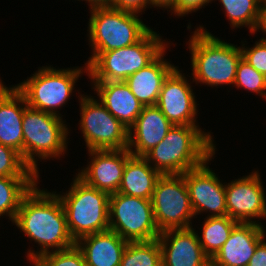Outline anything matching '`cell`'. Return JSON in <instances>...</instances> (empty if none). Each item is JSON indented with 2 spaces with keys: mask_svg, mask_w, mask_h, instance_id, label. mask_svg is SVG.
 <instances>
[{
  "mask_svg": "<svg viewBox=\"0 0 266 266\" xmlns=\"http://www.w3.org/2000/svg\"><path fill=\"white\" fill-rule=\"evenodd\" d=\"M38 184L23 197L13 222L25 237L38 244L37 251L30 248L25 254L29 261L49 252L68 249L76 243L69 232L58 195L45 188L41 190Z\"/></svg>",
  "mask_w": 266,
  "mask_h": 266,
  "instance_id": "1",
  "label": "cell"
},
{
  "mask_svg": "<svg viewBox=\"0 0 266 266\" xmlns=\"http://www.w3.org/2000/svg\"><path fill=\"white\" fill-rule=\"evenodd\" d=\"M211 133L199 125H173L165 138L143 158L161 175L184 174L216 154Z\"/></svg>",
  "mask_w": 266,
  "mask_h": 266,
  "instance_id": "2",
  "label": "cell"
},
{
  "mask_svg": "<svg viewBox=\"0 0 266 266\" xmlns=\"http://www.w3.org/2000/svg\"><path fill=\"white\" fill-rule=\"evenodd\" d=\"M196 27L186 42L191 54L192 81L211 88L233 86L239 61L243 58L241 46L221 40L204 25Z\"/></svg>",
  "mask_w": 266,
  "mask_h": 266,
  "instance_id": "3",
  "label": "cell"
},
{
  "mask_svg": "<svg viewBox=\"0 0 266 266\" xmlns=\"http://www.w3.org/2000/svg\"><path fill=\"white\" fill-rule=\"evenodd\" d=\"M153 28L137 43L106 52H90L85 64L91 81H125L150 64L169 44Z\"/></svg>",
  "mask_w": 266,
  "mask_h": 266,
  "instance_id": "4",
  "label": "cell"
},
{
  "mask_svg": "<svg viewBox=\"0 0 266 266\" xmlns=\"http://www.w3.org/2000/svg\"><path fill=\"white\" fill-rule=\"evenodd\" d=\"M66 124L63 117L29 106L24 109L23 160L36 174H40L38 161L60 160L65 156L70 133V126Z\"/></svg>",
  "mask_w": 266,
  "mask_h": 266,
  "instance_id": "5",
  "label": "cell"
},
{
  "mask_svg": "<svg viewBox=\"0 0 266 266\" xmlns=\"http://www.w3.org/2000/svg\"><path fill=\"white\" fill-rule=\"evenodd\" d=\"M66 192L57 193L65 210L72 239L109 230L110 194L87 185L77 175Z\"/></svg>",
  "mask_w": 266,
  "mask_h": 266,
  "instance_id": "6",
  "label": "cell"
},
{
  "mask_svg": "<svg viewBox=\"0 0 266 266\" xmlns=\"http://www.w3.org/2000/svg\"><path fill=\"white\" fill-rule=\"evenodd\" d=\"M84 65L64 69L42 66L14 87L24 96L27 106L62 117L58 109L70 101L79 78L88 74V66Z\"/></svg>",
  "mask_w": 266,
  "mask_h": 266,
  "instance_id": "7",
  "label": "cell"
},
{
  "mask_svg": "<svg viewBox=\"0 0 266 266\" xmlns=\"http://www.w3.org/2000/svg\"><path fill=\"white\" fill-rule=\"evenodd\" d=\"M87 37L91 52H106L139 42L150 30L140 14L108 8L90 10Z\"/></svg>",
  "mask_w": 266,
  "mask_h": 266,
  "instance_id": "8",
  "label": "cell"
},
{
  "mask_svg": "<svg viewBox=\"0 0 266 266\" xmlns=\"http://www.w3.org/2000/svg\"><path fill=\"white\" fill-rule=\"evenodd\" d=\"M78 91L79 129L89 150L128 149V128L112 116L96 96ZM95 97V98H94Z\"/></svg>",
  "mask_w": 266,
  "mask_h": 266,
  "instance_id": "9",
  "label": "cell"
},
{
  "mask_svg": "<svg viewBox=\"0 0 266 266\" xmlns=\"http://www.w3.org/2000/svg\"><path fill=\"white\" fill-rule=\"evenodd\" d=\"M109 230L127 242L157 239L161 232L155 223L151 199L110 194Z\"/></svg>",
  "mask_w": 266,
  "mask_h": 266,
  "instance_id": "10",
  "label": "cell"
},
{
  "mask_svg": "<svg viewBox=\"0 0 266 266\" xmlns=\"http://www.w3.org/2000/svg\"><path fill=\"white\" fill-rule=\"evenodd\" d=\"M155 223L160 232L193 227L195 218L183 174L161 175L151 198Z\"/></svg>",
  "mask_w": 266,
  "mask_h": 266,
  "instance_id": "11",
  "label": "cell"
},
{
  "mask_svg": "<svg viewBox=\"0 0 266 266\" xmlns=\"http://www.w3.org/2000/svg\"><path fill=\"white\" fill-rule=\"evenodd\" d=\"M262 180L259 171L253 170L226 182L225 199L230 218L240 223L263 225L259 222L266 219V193Z\"/></svg>",
  "mask_w": 266,
  "mask_h": 266,
  "instance_id": "12",
  "label": "cell"
},
{
  "mask_svg": "<svg viewBox=\"0 0 266 266\" xmlns=\"http://www.w3.org/2000/svg\"><path fill=\"white\" fill-rule=\"evenodd\" d=\"M215 154L201 166L188 170L183 174L190 196L195 218L202 213L206 217H223L227 215L225 184L209 163Z\"/></svg>",
  "mask_w": 266,
  "mask_h": 266,
  "instance_id": "13",
  "label": "cell"
},
{
  "mask_svg": "<svg viewBox=\"0 0 266 266\" xmlns=\"http://www.w3.org/2000/svg\"><path fill=\"white\" fill-rule=\"evenodd\" d=\"M178 68L165 79L156 106L173 125H198L199 104L191 85L194 82Z\"/></svg>",
  "mask_w": 266,
  "mask_h": 266,
  "instance_id": "14",
  "label": "cell"
},
{
  "mask_svg": "<svg viewBox=\"0 0 266 266\" xmlns=\"http://www.w3.org/2000/svg\"><path fill=\"white\" fill-rule=\"evenodd\" d=\"M86 167L75 173L87 185L109 194L120 187L126 161L132 156L128 149L89 150Z\"/></svg>",
  "mask_w": 266,
  "mask_h": 266,
  "instance_id": "15",
  "label": "cell"
},
{
  "mask_svg": "<svg viewBox=\"0 0 266 266\" xmlns=\"http://www.w3.org/2000/svg\"><path fill=\"white\" fill-rule=\"evenodd\" d=\"M157 239L162 266H211V259L204 253L195 228L164 230Z\"/></svg>",
  "mask_w": 266,
  "mask_h": 266,
  "instance_id": "16",
  "label": "cell"
},
{
  "mask_svg": "<svg viewBox=\"0 0 266 266\" xmlns=\"http://www.w3.org/2000/svg\"><path fill=\"white\" fill-rule=\"evenodd\" d=\"M265 229L263 225L238 222L211 259V266H247L257 245L266 237Z\"/></svg>",
  "mask_w": 266,
  "mask_h": 266,
  "instance_id": "17",
  "label": "cell"
},
{
  "mask_svg": "<svg viewBox=\"0 0 266 266\" xmlns=\"http://www.w3.org/2000/svg\"><path fill=\"white\" fill-rule=\"evenodd\" d=\"M173 124L154 106H144L128 130V151L132 156L143 157L159 144Z\"/></svg>",
  "mask_w": 266,
  "mask_h": 266,
  "instance_id": "18",
  "label": "cell"
},
{
  "mask_svg": "<svg viewBox=\"0 0 266 266\" xmlns=\"http://www.w3.org/2000/svg\"><path fill=\"white\" fill-rule=\"evenodd\" d=\"M0 78V143L17 151L23 158L22 120L27 107L24 96Z\"/></svg>",
  "mask_w": 266,
  "mask_h": 266,
  "instance_id": "19",
  "label": "cell"
},
{
  "mask_svg": "<svg viewBox=\"0 0 266 266\" xmlns=\"http://www.w3.org/2000/svg\"><path fill=\"white\" fill-rule=\"evenodd\" d=\"M92 90L109 113L117 118L126 128H130L143 105L134 96L124 81H91Z\"/></svg>",
  "mask_w": 266,
  "mask_h": 266,
  "instance_id": "20",
  "label": "cell"
},
{
  "mask_svg": "<svg viewBox=\"0 0 266 266\" xmlns=\"http://www.w3.org/2000/svg\"><path fill=\"white\" fill-rule=\"evenodd\" d=\"M169 46L171 45H168L150 64L124 81L143 106L156 105L165 79L177 67L164 58Z\"/></svg>",
  "mask_w": 266,
  "mask_h": 266,
  "instance_id": "21",
  "label": "cell"
},
{
  "mask_svg": "<svg viewBox=\"0 0 266 266\" xmlns=\"http://www.w3.org/2000/svg\"><path fill=\"white\" fill-rule=\"evenodd\" d=\"M82 251L86 266H120L128 244L112 230H106L80 238L76 243Z\"/></svg>",
  "mask_w": 266,
  "mask_h": 266,
  "instance_id": "22",
  "label": "cell"
},
{
  "mask_svg": "<svg viewBox=\"0 0 266 266\" xmlns=\"http://www.w3.org/2000/svg\"><path fill=\"white\" fill-rule=\"evenodd\" d=\"M161 174L143 157L131 156L123 171L118 193L151 199L157 179Z\"/></svg>",
  "mask_w": 266,
  "mask_h": 266,
  "instance_id": "23",
  "label": "cell"
},
{
  "mask_svg": "<svg viewBox=\"0 0 266 266\" xmlns=\"http://www.w3.org/2000/svg\"><path fill=\"white\" fill-rule=\"evenodd\" d=\"M214 2L217 0H213ZM232 29H249L257 34L262 20V8L265 0H218Z\"/></svg>",
  "mask_w": 266,
  "mask_h": 266,
  "instance_id": "24",
  "label": "cell"
},
{
  "mask_svg": "<svg viewBox=\"0 0 266 266\" xmlns=\"http://www.w3.org/2000/svg\"><path fill=\"white\" fill-rule=\"evenodd\" d=\"M38 180L39 177H0V218L6 216L13 224L23 197Z\"/></svg>",
  "mask_w": 266,
  "mask_h": 266,
  "instance_id": "25",
  "label": "cell"
},
{
  "mask_svg": "<svg viewBox=\"0 0 266 266\" xmlns=\"http://www.w3.org/2000/svg\"><path fill=\"white\" fill-rule=\"evenodd\" d=\"M202 223V230L198 234L199 241L204 253L212 259L228 240L232 229L238 222L226 215L205 217Z\"/></svg>",
  "mask_w": 266,
  "mask_h": 266,
  "instance_id": "26",
  "label": "cell"
},
{
  "mask_svg": "<svg viewBox=\"0 0 266 266\" xmlns=\"http://www.w3.org/2000/svg\"><path fill=\"white\" fill-rule=\"evenodd\" d=\"M120 266H162L158 239L128 242Z\"/></svg>",
  "mask_w": 266,
  "mask_h": 266,
  "instance_id": "27",
  "label": "cell"
},
{
  "mask_svg": "<svg viewBox=\"0 0 266 266\" xmlns=\"http://www.w3.org/2000/svg\"><path fill=\"white\" fill-rule=\"evenodd\" d=\"M233 87L243 88L266 100V77L243 58L239 61Z\"/></svg>",
  "mask_w": 266,
  "mask_h": 266,
  "instance_id": "28",
  "label": "cell"
},
{
  "mask_svg": "<svg viewBox=\"0 0 266 266\" xmlns=\"http://www.w3.org/2000/svg\"><path fill=\"white\" fill-rule=\"evenodd\" d=\"M0 177H40L12 148L0 143Z\"/></svg>",
  "mask_w": 266,
  "mask_h": 266,
  "instance_id": "29",
  "label": "cell"
},
{
  "mask_svg": "<svg viewBox=\"0 0 266 266\" xmlns=\"http://www.w3.org/2000/svg\"><path fill=\"white\" fill-rule=\"evenodd\" d=\"M40 266H86L82 251L74 246L55 252H49L35 260Z\"/></svg>",
  "mask_w": 266,
  "mask_h": 266,
  "instance_id": "30",
  "label": "cell"
},
{
  "mask_svg": "<svg viewBox=\"0 0 266 266\" xmlns=\"http://www.w3.org/2000/svg\"><path fill=\"white\" fill-rule=\"evenodd\" d=\"M241 41L243 59L266 77V40L262 37L252 47Z\"/></svg>",
  "mask_w": 266,
  "mask_h": 266,
  "instance_id": "31",
  "label": "cell"
},
{
  "mask_svg": "<svg viewBox=\"0 0 266 266\" xmlns=\"http://www.w3.org/2000/svg\"><path fill=\"white\" fill-rule=\"evenodd\" d=\"M212 2L213 0H176L175 7L170 11V14L175 15V17L178 16L177 18L186 17V15L197 12Z\"/></svg>",
  "mask_w": 266,
  "mask_h": 266,
  "instance_id": "32",
  "label": "cell"
},
{
  "mask_svg": "<svg viewBox=\"0 0 266 266\" xmlns=\"http://www.w3.org/2000/svg\"><path fill=\"white\" fill-rule=\"evenodd\" d=\"M112 8L142 15L150 7V0H113Z\"/></svg>",
  "mask_w": 266,
  "mask_h": 266,
  "instance_id": "33",
  "label": "cell"
},
{
  "mask_svg": "<svg viewBox=\"0 0 266 266\" xmlns=\"http://www.w3.org/2000/svg\"><path fill=\"white\" fill-rule=\"evenodd\" d=\"M247 266H266V237L257 245Z\"/></svg>",
  "mask_w": 266,
  "mask_h": 266,
  "instance_id": "34",
  "label": "cell"
},
{
  "mask_svg": "<svg viewBox=\"0 0 266 266\" xmlns=\"http://www.w3.org/2000/svg\"><path fill=\"white\" fill-rule=\"evenodd\" d=\"M176 0H150V7L170 11L175 7Z\"/></svg>",
  "mask_w": 266,
  "mask_h": 266,
  "instance_id": "35",
  "label": "cell"
},
{
  "mask_svg": "<svg viewBox=\"0 0 266 266\" xmlns=\"http://www.w3.org/2000/svg\"><path fill=\"white\" fill-rule=\"evenodd\" d=\"M79 1H86L85 3H88L89 10H92L97 8L112 7L113 0H79Z\"/></svg>",
  "mask_w": 266,
  "mask_h": 266,
  "instance_id": "36",
  "label": "cell"
},
{
  "mask_svg": "<svg viewBox=\"0 0 266 266\" xmlns=\"http://www.w3.org/2000/svg\"><path fill=\"white\" fill-rule=\"evenodd\" d=\"M263 33V39L266 40V0L264 1V4H263V8H262V20H261V25H260V28H259V31L258 32H261ZM265 36V37H264Z\"/></svg>",
  "mask_w": 266,
  "mask_h": 266,
  "instance_id": "37",
  "label": "cell"
},
{
  "mask_svg": "<svg viewBox=\"0 0 266 266\" xmlns=\"http://www.w3.org/2000/svg\"><path fill=\"white\" fill-rule=\"evenodd\" d=\"M33 266H40L36 261H28Z\"/></svg>",
  "mask_w": 266,
  "mask_h": 266,
  "instance_id": "38",
  "label": "cell"
}]
</instances>
